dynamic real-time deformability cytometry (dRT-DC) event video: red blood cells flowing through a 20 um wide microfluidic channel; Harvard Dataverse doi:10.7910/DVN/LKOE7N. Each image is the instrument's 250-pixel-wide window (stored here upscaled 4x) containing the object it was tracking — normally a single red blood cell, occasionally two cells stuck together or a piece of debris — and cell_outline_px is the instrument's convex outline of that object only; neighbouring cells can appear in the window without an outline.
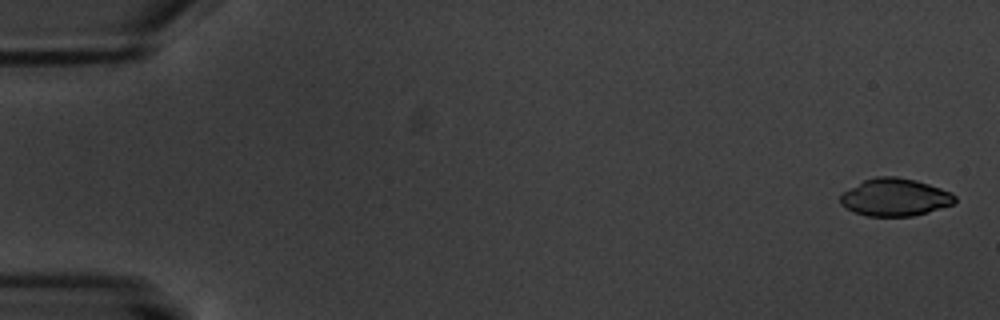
{"species": "common noctule bat (a hibernating species)", "species_latin": "Nyctalus noctula", "temperature_condition": "warm", "stored_images_in_passage": 6, "camera_frame_rate_fps": 3000, "um_per_image_px": 0.085, "animal": {"sex": "male", "body_mass_g": 20.1, "forearm_length_mm": 53.5}, "frame": {"image": 1, "passage_image": 1, "time_ms": 0.0, "image_size_px": [1000, 320], "cell_outline_px": [[956, 200], [952, 204], [928, 212], [912, 216], [868, 216], [856, 212], [840, 204], [840, 196], [848, 188], [864, 180], [876, 176], [896, 176], [916, 180], [952, 192], [956, 196]], "centroid_in_image_um": [76.07, 16.76], "position_along_channel_um": 8.9, "area_um2": 24.97}}
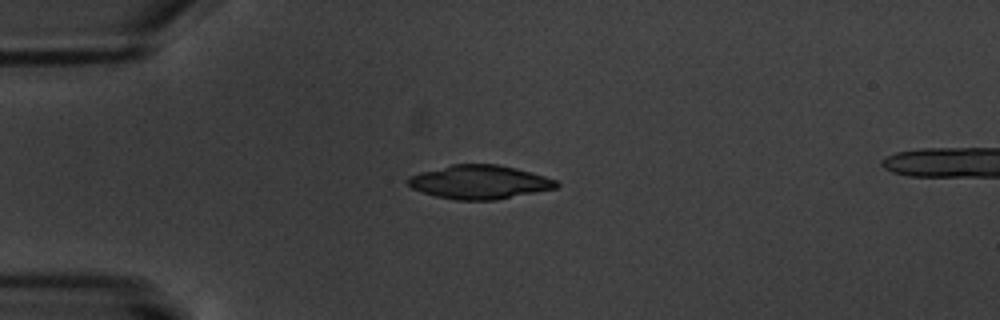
{"frame": {"image": 2, "passage_image": 5, "time_ms": 4.667, "image_size_px": [1000, 320], "cell_outline_px": [[560, 184], [556, 188], [496, 200], [456, 200], [436, 196], [412, 188], [404, 180], [408, 176], [420, 172], [452, 164], [500, 164], [532, 172], [556, 180]], "centroid_in_image_um": [40.74, 15.47], "position_along_channel_um": 44.3, "area_um2": 29.25}}